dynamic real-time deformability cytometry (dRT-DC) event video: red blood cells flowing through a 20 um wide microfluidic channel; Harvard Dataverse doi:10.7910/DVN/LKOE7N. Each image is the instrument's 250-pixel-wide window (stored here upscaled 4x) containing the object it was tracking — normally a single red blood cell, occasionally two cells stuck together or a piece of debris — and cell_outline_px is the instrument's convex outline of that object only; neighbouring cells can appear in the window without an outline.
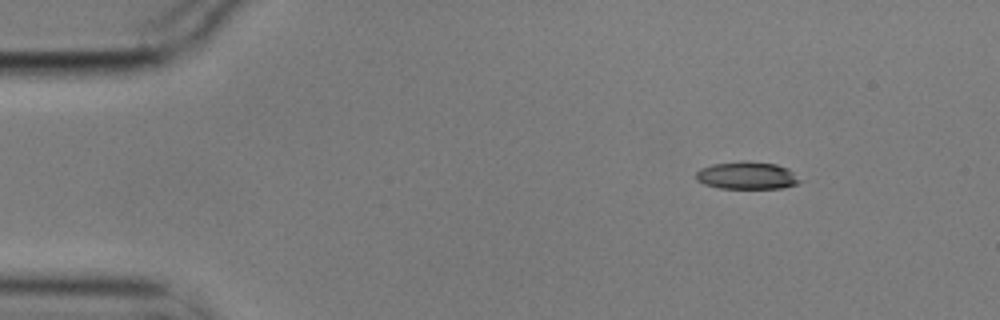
{"species": "common noctule bat (a hibernating species)", "species_latin": "Nyctalus noctula", "temperature_condition": "cold", "stored_images_in_passage": 3, "camera_frame_rate_fps": 3000, "um_per_image_px": 0.085, "animal": {"sex": "male", "body_mass_g": 17.9}, "frame": {"image": 1, "passage_image": 1, "time_ms": 0.0, "image_size_px": [1000, 320], "cell_outline_px": [[804, 180], [796, 184], [780, 188], [720, 188], [704, 184], [696, 180], [696, 172], [700, 168], [712, 164], [744, 160], [776, 164], [788, 168]], "centroid_in_image_um": [63.5, 14.91], "position_along_channel_um": 21.5, "area_um2": 16.82}}
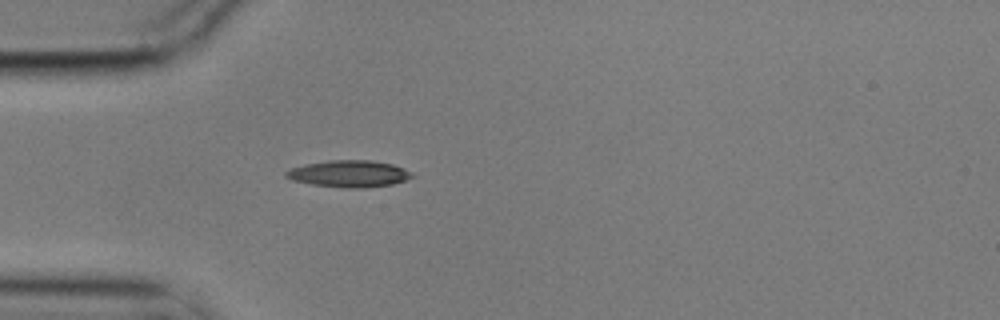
{"frame": {"image": 2, "passage_image": 3, "time_ms": 0.667, "image_size_px": [1000, 320], "cell_outline_px": [[416, 176], [392, 184], [364, 188], [344, 188], [312, 184], [292, 180], [284, 176], [284, 172], [292, 168], [304, 164], [328, 160], [372, 160], [392, 164], [404, 168], [412, 172]], "centroid_in_image_um": [29.67, 14.76], "position_along_channel_um": 55.3, "area_um2": 19.77}}